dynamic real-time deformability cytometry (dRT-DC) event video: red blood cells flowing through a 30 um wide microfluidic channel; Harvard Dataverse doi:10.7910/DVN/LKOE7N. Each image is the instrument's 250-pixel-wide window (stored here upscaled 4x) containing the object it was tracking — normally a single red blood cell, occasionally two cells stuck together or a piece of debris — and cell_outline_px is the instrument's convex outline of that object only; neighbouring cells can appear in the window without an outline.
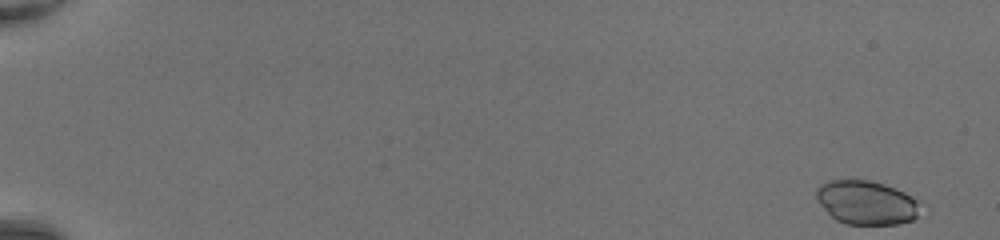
{"species": "common noctule bat (a hibernating species)", "species_latin": "Nyctalus noctula", "temperature_condition": "room temperature", "stored_images_in_passage": 48, "camera_frame_rate_fps": 3000, "um_per_image_px": 0.085, "animal": {"sex": "female", "body_mass_g": 20.0, "forearm_length_mm": 54.0}, "frame": {"image": 1, "passage_image": 1, "time_ms": 0.0, "image_size_px": [1000, 240], "cell_outline_px": [[928, 204], [912, 220], [896, 224], [844, 224], [836, 220], [820, 204], [816, 196], [816, 188], [820, 184], [828, 180], [868, 180], [884, 184], [896, 188]], "centroid_in_image_um": [73.72, 17.21], "position_along_channel_um": 11.3, "area_um2": 27.05}}
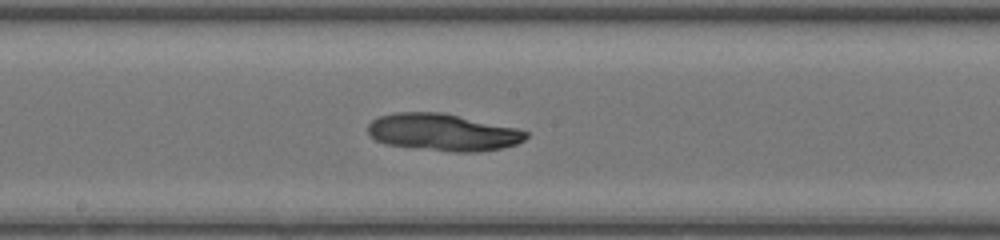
{"frame": {"image": 2, "passage_image": 28, "time_ms": 9.0, "image_size_px": [1000, 240], "cell_outline_px": [[528, 136], [524, 140], [516, 144], [500, 148], [476, 152], [448, 152], [384, 144], [376, 140], [368, 132], [368, 124], [372, 120], [380, 116], [396, 112], [440, 112], [516, 128], [528, 132]], "centroid_in_image_um": [37.62, 11.25], "position_along_channel_um": 210.6, "area_um2": 34.04}}
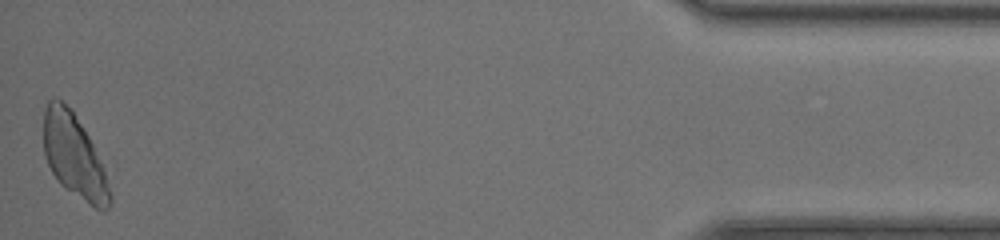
{"frame": {"image": 3, "passage_image": 48, "time_ms": 15.667, "image_size_px": [1000, 240], "cell_outline_px": [[112, 200], [108, 208], [104, 212], [100, 212], [60, 184], [52, 172], [44, 156], [44, 108], [48, 100], [52, 96], [56, 96], [72, 108], [88, 136], [92, 144], [104, 172], [112, 192]], "centroid_in_image_um": [6.28, 13.25], "position_along_channel_um": 428.9, "area_um2": 32.31}}